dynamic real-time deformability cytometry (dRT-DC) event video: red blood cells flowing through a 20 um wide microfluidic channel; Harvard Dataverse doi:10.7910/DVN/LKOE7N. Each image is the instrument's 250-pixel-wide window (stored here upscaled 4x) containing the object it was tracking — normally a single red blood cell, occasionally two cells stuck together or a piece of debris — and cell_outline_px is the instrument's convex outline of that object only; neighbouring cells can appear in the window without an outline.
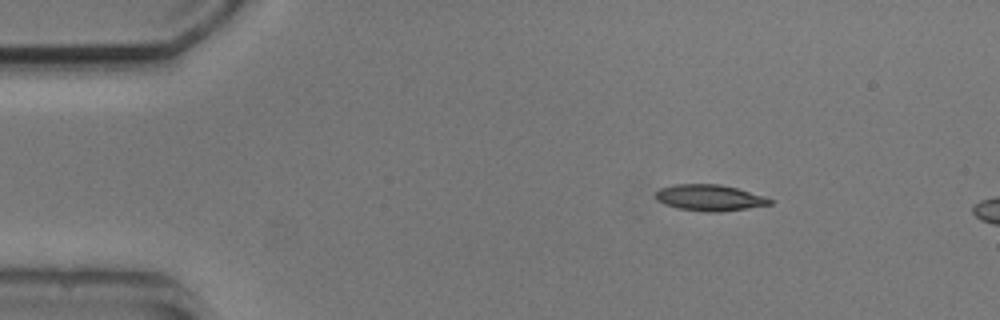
{"species": "common noctule bat (a hibernating species)", "species_latin": "Nyctalus noctula", "temperature_condition": "cold", "stored_images_in_passage": 3, "camera_frame_rate_fps": 3000, "um_per_image_px": 0.085, "animal": {"sex": "male", "body_mass_g": 20.5, "forearm_length_mm": 52.5}, "frame": {"image": 1, "passage_image": 1, "time_ms": 0.0, "image_size_px": [1000, 320], "cell_outline_px": [[772, 204], [720, 212], [704, 212], [676, 208], [664, 204], [656, 200], [656, 192], [660, 188], [676, 184], [720, 184], [736, 188], [764, 196], [772, 200]], "centroid_in_image_um": [60.28, 16.81], "position_along_channel_um": 24.7, "area_um2": 17.4}}